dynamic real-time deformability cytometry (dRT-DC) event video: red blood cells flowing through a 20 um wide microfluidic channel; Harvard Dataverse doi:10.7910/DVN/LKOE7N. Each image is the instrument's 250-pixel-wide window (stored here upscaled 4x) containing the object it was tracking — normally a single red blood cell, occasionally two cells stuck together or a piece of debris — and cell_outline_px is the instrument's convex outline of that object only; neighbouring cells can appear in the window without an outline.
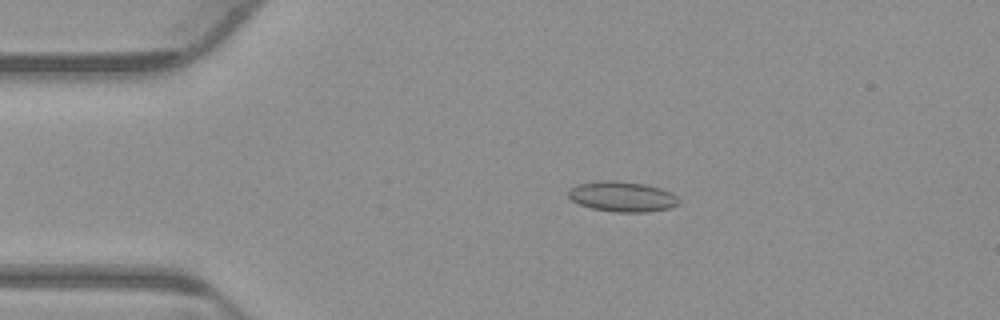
{"species": "common noctule bat (a hibernating species)", "species_latin": "Nyctalus noctula", "temperature_condition": "warm", "stored_images_in_passage": 54, "camera_frame_rate_fps": 3000, "um_per_image_px": 0.085, "animal": {"sex": "male", "body_mass_g": 23.1, "forearm_length_mm": 52.7}, "frame": {"image": 1, "passage_image": 11, "time_ms": 3.333, "image_size_px": [1000, 320], "cell_outline_px": [[680, 204], [668, 208], [648, 212], [616, 212], [592, 208], [580, 204], [572, 200], [568, 196], [568, 192], [576, 184], [600, 180], [612, 180], [644, 184], [660, 188], [672, 192], [680, 200]], "centroid_in_image_um": [52.91, 16.7], "position_along_channel_um": 32.1, "area_um2": 19.48}}
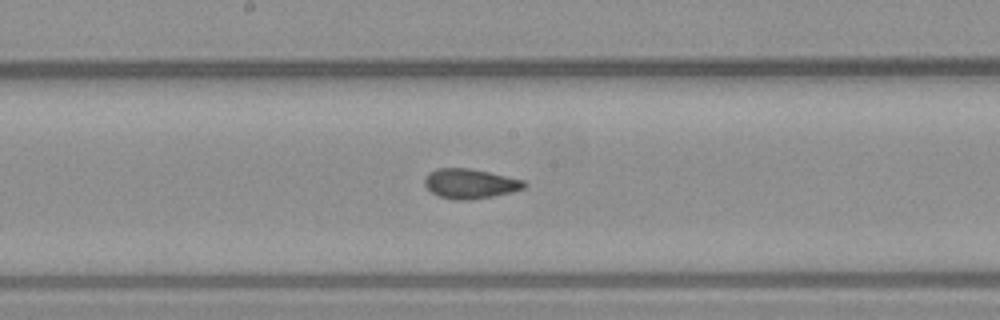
{"frame": {"image": 2, "passage_image": 28, "time_ms": 9.0, "image_size_px": [1000, 320], "cell_outline_px": [[528, 184], [524, 188], [512, 192], [472, 200], [452, 200], [440, 196], [432, 192], [424, 184], [424, 180], [428, 172], [436, 168], [468, 168], [488, 172], [524, 180]], "centroid_in_image_um": [39.95, 15.61], "position_along_channel_um": 208.2, "area_um2": 17.28}}
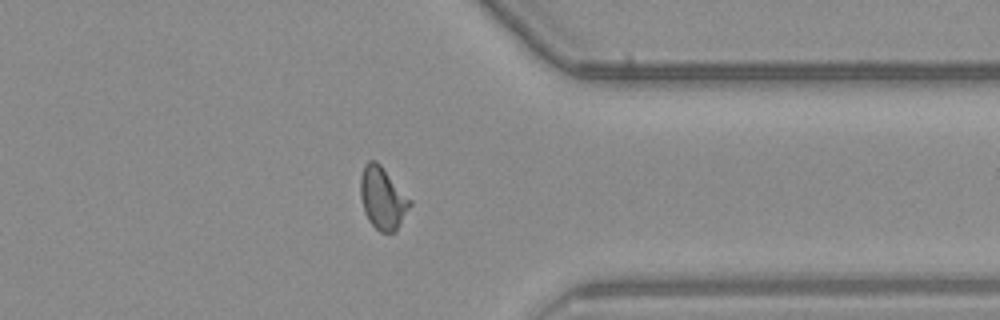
{"frame": {"image": 3, "passage_image": 42, "time_ms": 13.667, "image_size_px": [1000, 320], "cell_outline_px": [[412, 204], [396, 232], [380, 232], [368, 220], [364, 212], [360, 196], [360, 176], [364, 164], [368, 160], [376, 160], [380, 164], [412, 200]], "centroid_in_image_um": [32.52, 16.83], "position_along_channel_um": 378.9, "area_um2": 18.15}, "authors_computed_cell_mechanics": {"area_um2": 17.2822, "velocity_mm_per_s": 3.8578, "shape_relaxation_time_tau1_ms": 6.3273, "shape_relaxation_time_tau2_ms": 1.4258, "deformation_change_tau1": 0.1708, "deformation_change_tau2": 0.0812}}